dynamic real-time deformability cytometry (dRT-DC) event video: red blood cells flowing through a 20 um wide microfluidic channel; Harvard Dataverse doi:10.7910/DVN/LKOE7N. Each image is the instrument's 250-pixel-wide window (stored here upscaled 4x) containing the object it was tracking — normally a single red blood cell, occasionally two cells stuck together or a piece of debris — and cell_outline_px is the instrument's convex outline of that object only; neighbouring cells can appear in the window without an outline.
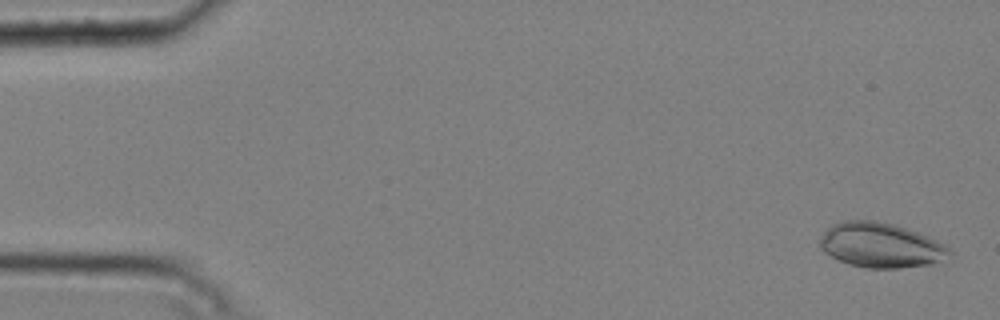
{"species": "common noctule bat (a hibernating species)", "species_latin": "Nyctalus noctula", "temperature_condition": "cold", "stored_images_in_passage": 6, "camera_frame_rate_fps": 3000, "um_per_image_px": 0.085, "animal": {"sex": "male", "body_mass_g": 20.4}, "frame": {"image": 1, "passage_image": 1, "time_ms": 0.0, "image_size_px": [1000, 320], "cell_outline_px": [[952, 256], [932, 264], [900, 268], [864, 268], [848, 264], [824, 252], [820, 248], [820, 236], [832, 224], [844, 220], [872, 220], [892, 224], [928, 236], [944, 244], [952, 252]], "centroid_in_image_um": [74.86, 20.85], "position_along_channel_um": 10.1, "area_um2": 33.81}}